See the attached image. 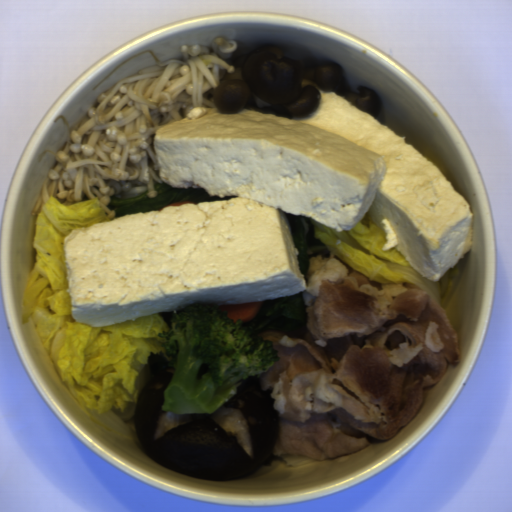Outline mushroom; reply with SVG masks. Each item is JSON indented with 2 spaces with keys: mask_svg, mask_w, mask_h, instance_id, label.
I'll return each instance as SVG.
<instances>
[{
  "mask_svg": "<svg viewBox=\"0 0 512 512\" xmlns=\"http://www.w3.org/2000/svg\"><path fill=\"white\" fill-rule=\"evenodd\" d=\"M175 368L166 367L137 395V440L146 455L167 469L200 480L226 481L249 474L274 447L280 416L261 377L240 380L238 392L211 414L162 411L163 391Z\"/></svg>",
  "mask_w": 512,
  "mask_h": 512,
  "instance_id": "obj_1",
  "label": "mushroom"
}]
</instances>
